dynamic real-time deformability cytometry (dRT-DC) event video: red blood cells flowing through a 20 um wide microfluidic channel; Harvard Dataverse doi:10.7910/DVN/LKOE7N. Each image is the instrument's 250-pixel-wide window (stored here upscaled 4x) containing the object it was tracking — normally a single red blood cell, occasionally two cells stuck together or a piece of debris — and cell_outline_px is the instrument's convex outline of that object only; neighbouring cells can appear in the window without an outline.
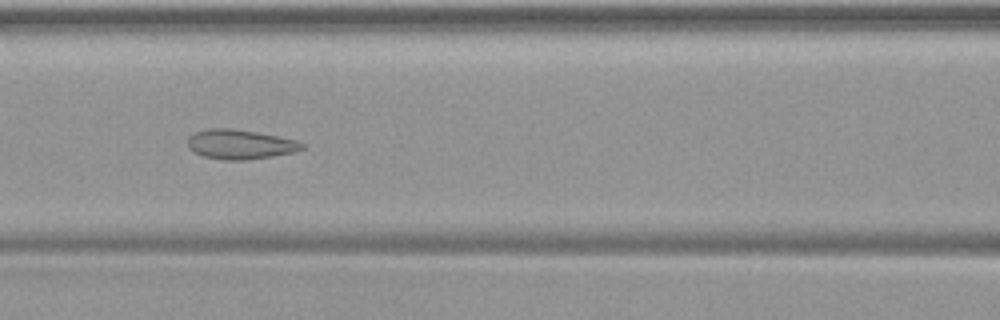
{"species": "common noctule bat (a hibernating species)", "species_latin": "Nyctalus noctula", "temperature_condition": "warm", "stored_images_in_passage": 50, "camera_frame_rate_fps": 3000, "um_per_image_px": 0.085, "animal": {"sex": "female", "body_mass_g": 19.9}, "frame": {"image": 1, "passage_image": 22, "time_ms": 7.0, "image_size_px": [1000, 320], "cell_outline_px": [[304, 148], [292, 152], [272, 156], [244, 160], [224, 160], [204, 156], [192, 152], [188, 148], [188, 136], [192, 132], [208, 128], [232, 128], [256, 132], [296, 140], [304, 144]], "centroid_in_image_um": [20.34, 12.26], "position_along_channel_um": 146.3, "area_um2": 19.71}}
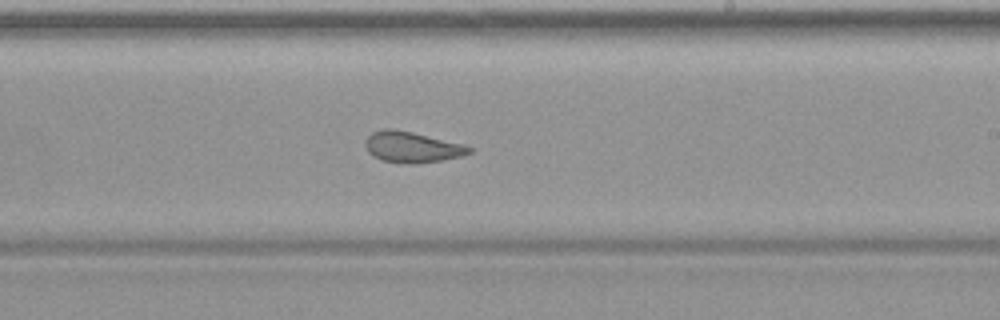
{"frame": {"image": 2, "passage_image": 30, "time_ms": 9.667, "image_size_px": [1000, 320], "cell_outline_px": [[472, 152], [460, 156], [440, 160], [412, 164], [408, 164], [380, 160], [372, 156], [368, 152], [364, 144], [364, 140], [372, 132], [384, 128], [396, 128], [464, 144], [472, 148]], "centroid_in_image_um": [34.97, 12.49], "position_along_channel_um": 254.0, "area_um2": 18.84}}
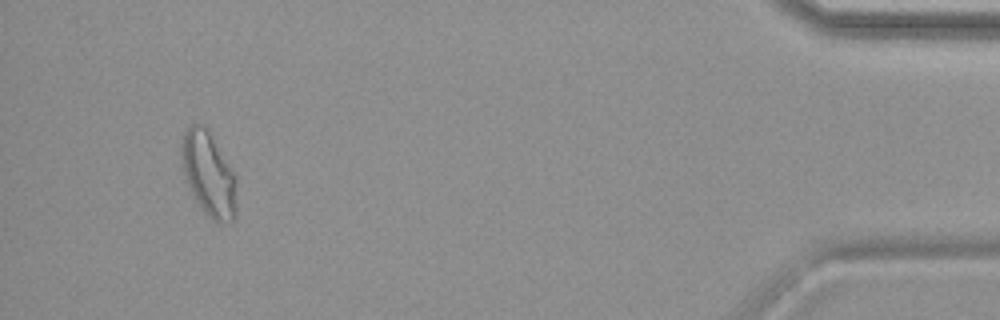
{"frame": {"image": 3, "passage_image": 47, "time_ms": 15.333, "image_size_px": [1000, 320], "cell_outline_px": [[236, 216], [232, 220], [212, 220], [208, 216], [192, 192], [184, 172], [180, 152], [180, 144], [184, 132], [188, 124], [204, 124], [208, 128], [232, 172], [236, 180]], "centroid_in_image_um": [17.71, 14.72], "position_along_channel_um": 417.5, "area_um2": 26.41}}